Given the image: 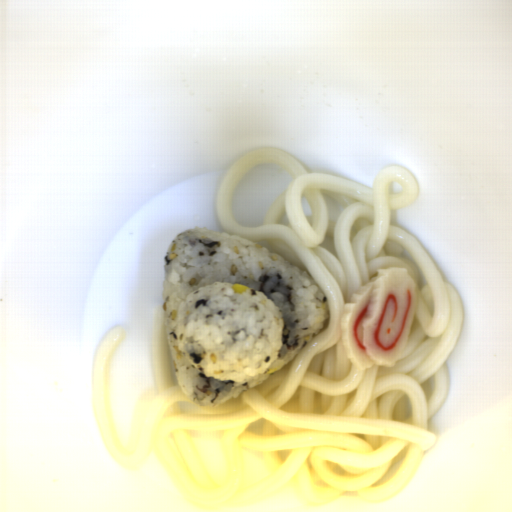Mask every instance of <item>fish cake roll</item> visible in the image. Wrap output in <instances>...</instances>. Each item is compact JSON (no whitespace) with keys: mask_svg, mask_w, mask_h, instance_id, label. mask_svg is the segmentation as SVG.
<instances>
[{"mask_svg":"<svg viewBox=\"0 0 512 512\" xmlns=\"http://www.w3.org/2000/svg\"><path fill=\"white\" fill-rule=\"evenodd\" d=\"M419 290L407 270L385 268L348 299L339 329L353 367H392L404 353Z\"/></svg>","mask_w":512,"mask_h":512,"instance_id":"1","label":"fish cake roll"}]
</instances>
